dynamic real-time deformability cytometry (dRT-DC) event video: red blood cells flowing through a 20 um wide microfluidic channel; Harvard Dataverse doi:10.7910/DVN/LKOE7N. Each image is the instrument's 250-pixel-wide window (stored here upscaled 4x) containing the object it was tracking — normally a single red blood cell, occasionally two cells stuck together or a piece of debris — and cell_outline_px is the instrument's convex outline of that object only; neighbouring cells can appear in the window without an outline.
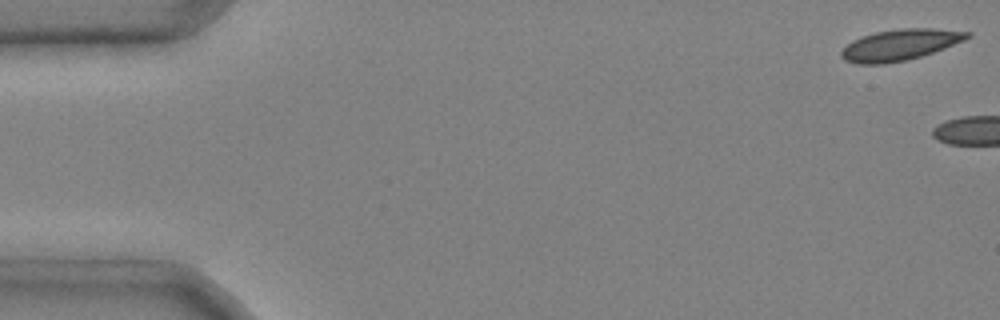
{"species": "common noctule bat (a hibernating species)", "species_latin": "Nyctalus noctula", "temperature_condition": "cold", "stored_images_in_passage": 4, "camera_frame_rate_fps": 3000, "um_per_image_px": 0.085, "animal": {"sex": "male", "body_mass_g": 20.4}, "frame": {"image": 1, "passage_image": 1, "time_ms": 0.0, "image_size_px": [1000, 320], "cell_outline_px": [[972, 36], [964, 40], [944, 48], [908, 60], [884, 64], [856, 64], [844, 60], [840, 56], [840, 52], [852, 40], [876, 32], [896, 28], [932, 28], [972, 32]], "centroid_in_image_um": [76.49, 3.81], "position_along_channel_um": 8.5, "area_um2": 22.83}}